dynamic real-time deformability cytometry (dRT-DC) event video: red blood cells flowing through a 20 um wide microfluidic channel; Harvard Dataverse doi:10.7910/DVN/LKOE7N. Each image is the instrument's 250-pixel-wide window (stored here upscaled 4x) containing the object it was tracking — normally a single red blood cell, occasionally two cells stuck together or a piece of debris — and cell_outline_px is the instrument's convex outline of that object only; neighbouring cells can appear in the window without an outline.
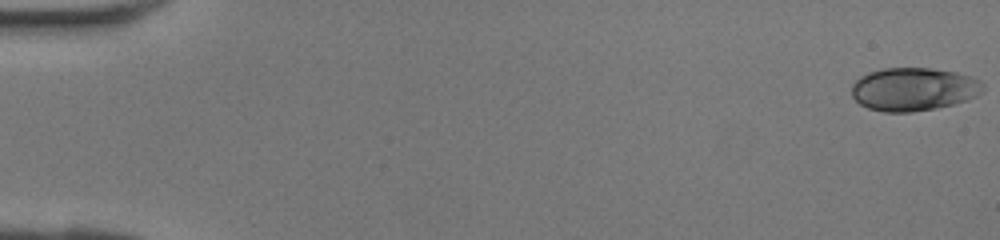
{"species": "human", "species_latin": "Homo sapiens", "temperature_condition": "room temperature", "stored_images_in_passage": 42, "camera_frame_rate_fps": 3000, "um_per_image_px": 0.085, "donor": {"sex": "female"}, "frame": {"image": 1, "passage_image": 1, "time_ms": 0.0, "image_size_px": [1000, 240], "cell_outline_px": [[984, 88], [976, 96], [968, 100], [936, 108], [912, 112], [884, 112], [868, 108], [860, 104], [852, 96], [852, 84], [860, 76], [868, 72], [884, 68], [932, 68], [956, 72], [972, 76], [980, 80], [984, 84]], "centroid_in_image_um": [77.66, 7.57], "position_along_channel_um": 7.3, "area_um2": 33.23}}
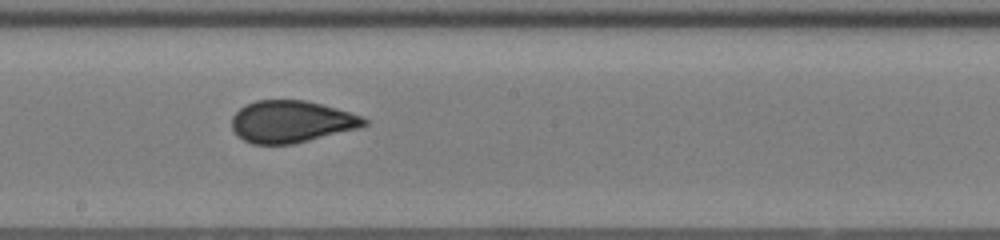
{"frame": {"image": 2, "passage_image": 24, "time_ms": 7.667, "image_size_px": [1000, 240], "cell_outline_px": [[368, 124], [360, 128], [292, 144], [252, 144], [244, 140], [232, 128], [232, 116], [240, 108], [256, 100], [304, 100], [336, 108], [360, 116], [368, 120]], "centroid_in_image_um": [24.77, 10.34], "position_along_channel_um": 223.4, "area_um2": 32.08}}
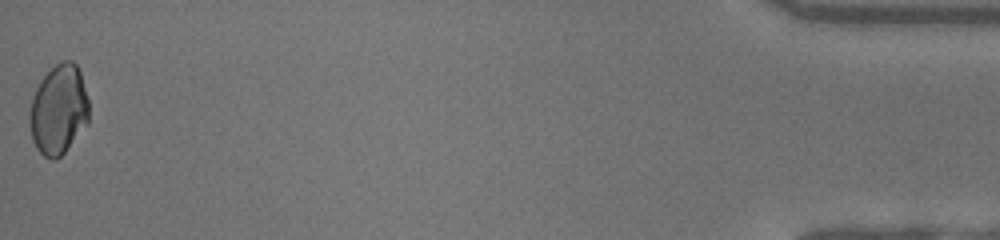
{"frame": {"image": 3, "passage_image": 42, "time_ms": 13.667, "image_size_px": [1000, 240], "cell_outline_px": [[88, 124], [64, 152], [56, 160], [52, 160], [44, 156], [36, 148], [32, 140], [28, 124], [28, 112], [36, 88], [40, 80], [56, 64], [64, 60], [72, 60], [76, 64], [80, 72], [88, 100]], "centroid_in_image_um": [4.96, 9.34], "position_along_channel_um": 430.2, "area_um2": 31.15}}